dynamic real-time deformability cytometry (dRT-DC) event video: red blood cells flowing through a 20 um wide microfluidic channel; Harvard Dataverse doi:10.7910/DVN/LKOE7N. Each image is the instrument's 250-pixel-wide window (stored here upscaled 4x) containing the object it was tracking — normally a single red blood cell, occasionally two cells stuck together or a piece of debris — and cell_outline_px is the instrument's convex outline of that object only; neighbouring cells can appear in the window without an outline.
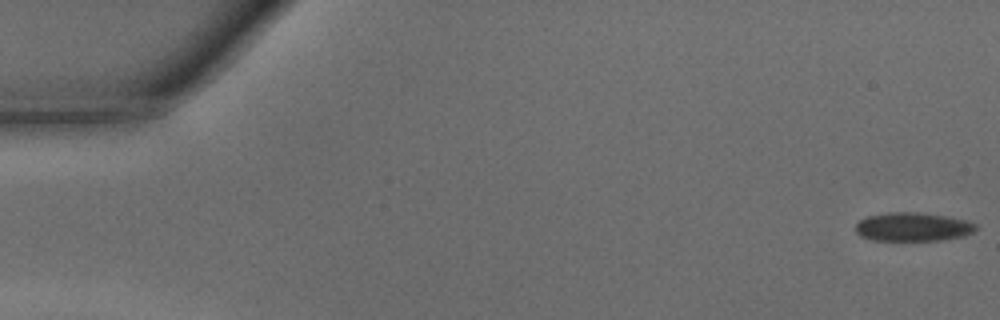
{"species": "common noctule bat (a hibernating species)", "species_latin": "Nyctalus noctula", "temperature_condition": "warm", "stored_images_in_passage": 47, "camera_frame_rate_fps": 3000, "um_per_image_px": 0.085, "animal": {"sex": "male", "body_mass_g": 15.6}, "frame": {"image": 1, "passage_image": 1, "time_ms": 0.0, "image_size_px": [1000, 320], "cell_outline_px": [[976, 228], [972, 232], [964, 236], [940, 240], [872, 240], [860, 236], [856, 232], [856, 224], [860, 220], [868, 216], [888, 212], [920, 212], [948, 216], [968, 220], [976, 224]], "centroid_in_image_um": [77.6, 19.27], "position_along_channel_um": 7.4, "area_um2": 20.17}}
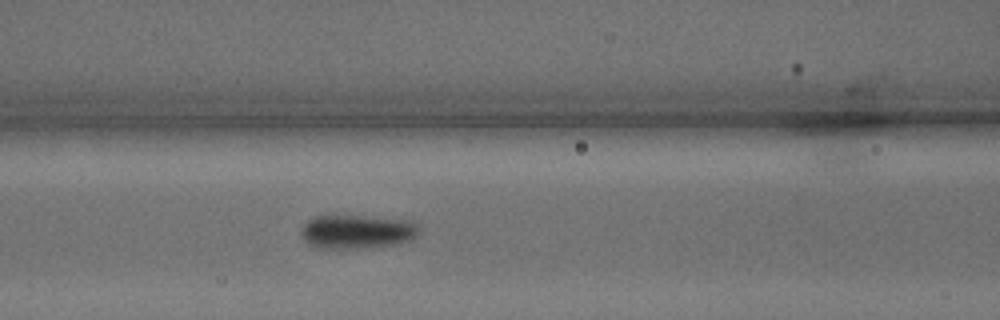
{"frame": {"image": 2, "passage_image": 20, "time_ms": 6.333, "image_size_px": [1000, 320], "cell_outline_px": [[420, 228], [416, 236], [408, 240], [392, 244], [364, 248], [312, 248], [304, 240], [300, 232], [304, 224], [308, 220], [316, 216], [332, 212], [412, 220]], "centroid_in_image_um": [30.28, 19.64], "position_along_channel_um": 136.3, "area_um2": 24.16}}
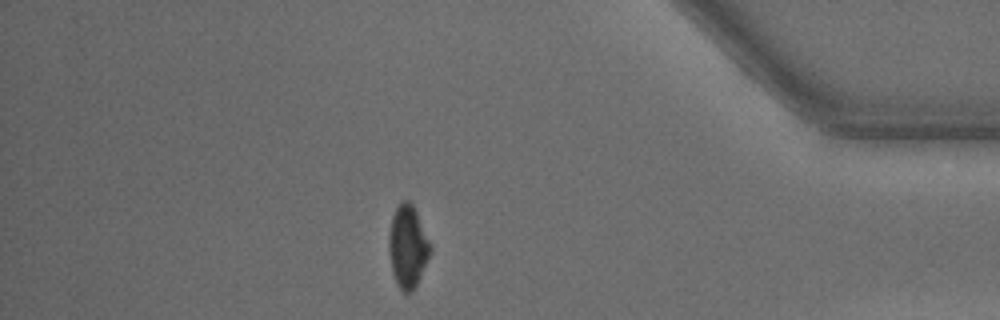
{"frame": {"image": 3, "passage_image": 41, "time_ms": 13.333, "image_size_px": [1000, 320], "cell_outline_px": [[432, 248], [420, 276], [412, 292], [404, 292], [400, 288], [392, 272], [388, 248], [388, 236], [392, 216], [396, 208], [404, 200], [408, 200], [412, 204], [432, 244]], "centroid_in_image_um": [34.65, 20.93], "position_along_channel_um": 400.5, "area_um2": 19.65}, "authors_computed_cell_mechanics": {"area_um2": 21.386, "velocity_mm_per_s": 4.2919, "shape_relaxation_time_tau1_ms": 3.1105, "shape_relaxation_time_tau2_ms": null, "deformation_change_tau1": 0.1168, "deformation_change_tau2": null}}